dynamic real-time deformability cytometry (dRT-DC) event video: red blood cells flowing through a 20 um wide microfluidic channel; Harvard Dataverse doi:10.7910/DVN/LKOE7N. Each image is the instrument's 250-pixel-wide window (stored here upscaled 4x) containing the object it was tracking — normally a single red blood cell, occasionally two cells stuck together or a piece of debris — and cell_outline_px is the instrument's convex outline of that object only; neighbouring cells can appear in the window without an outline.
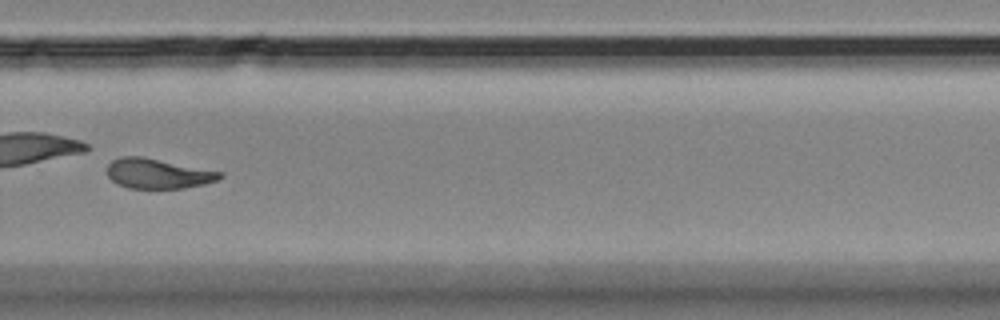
{"species": "Egyptian fruit bat (a non-hibernating species)", "species_latin": "Rousettus aegyptiacus", "temperature_condition": "room temperature", "stored_images_in_passage": 37, "camera_frame_rate_fps": 3000, "um_per_image_px": 0.085, "animal": {"sex": "female"}, "frame": {"image": 1, "passage_image": 22, "time_ms": 7.0, "image_size_px": [1000, 320], "cell_outline_px": [[224, 176], [216, 180], [204, 184], [184, 188], [128, 188], [116, 184], [108, 176], [108, 164], [112, 160], [120, 156], [140, 156], [224, 172]], "centroid_in_image_um": [13.42, 14.75], "position_along_channel_um": 316.4, "area_um2": 19.65}, "authors_computed_cell_mechanics": {"area_um2": 20.519, "velocity_mm_per_s": 3.7325, "shape_relaxation_time_tau1_ms": 6.0155, "shape_relaxation_time_tau2_ms": 2.1388, "deformation_change_tau1": 0.1853, "deformation_change_tau2": 0.0992}}